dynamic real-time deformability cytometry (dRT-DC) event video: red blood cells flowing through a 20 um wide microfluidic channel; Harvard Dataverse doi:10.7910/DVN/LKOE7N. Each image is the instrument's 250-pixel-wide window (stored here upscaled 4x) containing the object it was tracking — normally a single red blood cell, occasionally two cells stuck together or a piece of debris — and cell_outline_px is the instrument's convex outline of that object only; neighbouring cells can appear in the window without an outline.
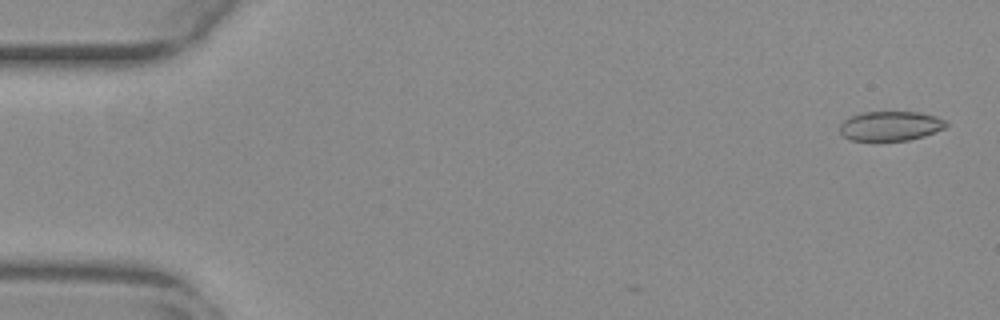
{"species": "common noctule bat (a hibernating species)", "species_latin": "Nyctalus noctula", "temperature_condition": "warm", "stored_images_in_passage": 9, "camera_frame_rate_fps": 3000, "um_per_image_px": 0.085, "animal": {"sex": "female", "body_mass_g": 29.2, "forearm_length_mm": 56.3}, "frame": {"image": 1, "passage_image": 2, "time_ms": 0.333, "image_size_px": [1000, 320], "cell_outline_px": [[948, 124], [944, 128], [924, 136], [908, 140], [852, 140], [844, 136], [840, 132], [840, 124], [844, 120], [860, 112], [920, 112], [936, 116], [948, 120]], "centroid_in_image_um": [75.72, 10.69], "position_along_channel_um": 9.3, "area_um2": 18.26}}